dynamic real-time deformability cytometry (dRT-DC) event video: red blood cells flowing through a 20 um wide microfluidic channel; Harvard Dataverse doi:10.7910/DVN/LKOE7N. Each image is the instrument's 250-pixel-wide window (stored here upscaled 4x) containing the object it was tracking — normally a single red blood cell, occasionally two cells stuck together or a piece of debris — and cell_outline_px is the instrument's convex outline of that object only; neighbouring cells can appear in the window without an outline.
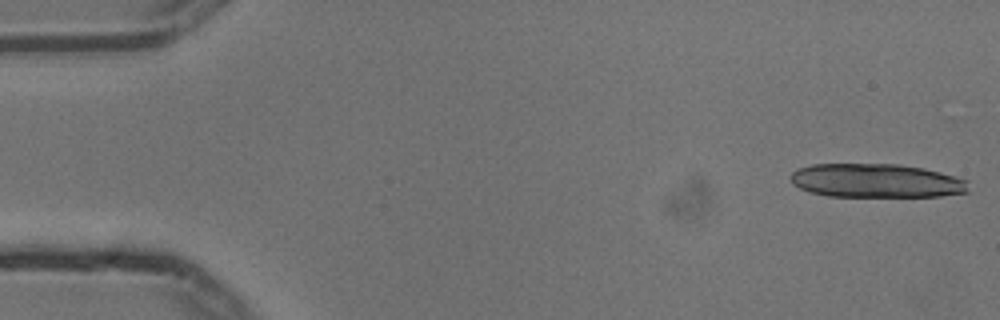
{"species": "common noctule bat (a hibernating species)", "species_latin": "Nyctalus noctula", "temperature_condition": "cold", "stored_images_in_passage": 14, "camera_frame_rate_fps": 3000, "um_per_image_px": 0.085, "animal": {"sex": "male", "body_mass_g": 13.3}, "frame": {"image": 1, "passage_image": 1, "time_ms": 0.0, "image_size_px": [1000, 320], "cell_outline_px": [[968, 192], [940, 196], [828, 196], [812, 192], [800, 188], [792, 184], [792, 172], [800, 168], [812, 164], [896, 164], [924, 168], [940, 172], [968, 180]], "centroid_in_image_um": [74.5, 15.36], "position_along_channel_um": 10.5, "area_um2": 34.91}}